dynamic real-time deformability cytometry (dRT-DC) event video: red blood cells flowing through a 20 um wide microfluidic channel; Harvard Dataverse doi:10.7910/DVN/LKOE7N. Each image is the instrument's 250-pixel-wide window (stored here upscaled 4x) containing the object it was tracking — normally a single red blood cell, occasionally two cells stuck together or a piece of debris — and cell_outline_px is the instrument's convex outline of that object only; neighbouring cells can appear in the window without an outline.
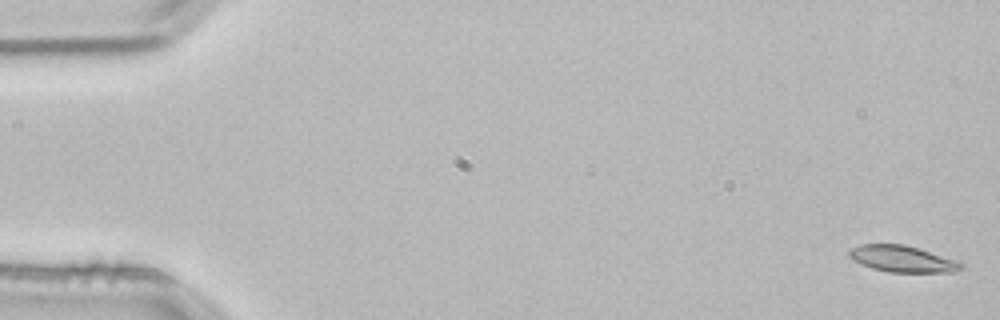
{"species": "common noctule bat (a hibernating species)", "species_latin": "Nyctalus noctula", "temperature_condition": "room temperature", "stored_images_in_passage": 3, "camera_frame_rate_fps": 3000, "um_per_image_px": 0.085, "animal": {"sex": "male", "body_mass_g": 21.5, "forearm_length_mm": 52.0}, "frame": {"image": 1, "passage_image": 1, "time_ms": 0.0, "image_size_px": [1000, 320], "cell_outline_px": [[968, 268], [952, 272], [888, 272], [872, 268], [852, 260], [848, 256], [848, 252], [852, 248], [860, 244], [904, 244], [964, 260]], "centroid_in_image_um": [76.85, 22.0], "position_along_channel_um": 8.1, "area_um2": 17.92}}